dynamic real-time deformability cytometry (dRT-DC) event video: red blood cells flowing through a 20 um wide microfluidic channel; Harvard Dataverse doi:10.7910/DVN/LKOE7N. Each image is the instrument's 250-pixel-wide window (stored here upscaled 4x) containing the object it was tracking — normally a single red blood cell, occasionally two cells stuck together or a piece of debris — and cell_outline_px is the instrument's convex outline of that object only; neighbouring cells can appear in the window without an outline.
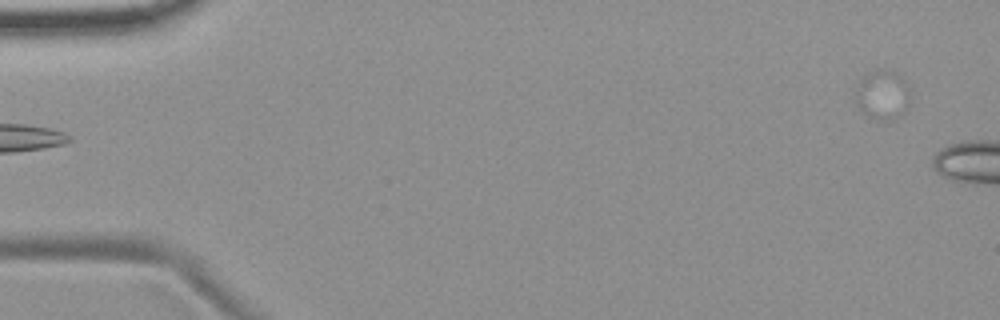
{"species": "common noctule bat (a hibernating species)", "species_latin": "Nyctalus noctula", "temperature_condition": "room temperature", "stored_images_in_passage": 3, "camera_frame_rate_fps": 3000, "um_per_image_px": 0.085, "animal": {"sex": "female", "body_mass_g": 19.9}, "frame": {"image": 1, "passage_image": 3, "time_ms": 2.333, "image_size_px": [1000, 320], "cell_outline_px": [[908, 96], [904, 112], [892, 120], [880, 120], [868, 116], [860, 108], [856, 100], [856, 88], [860, 80], [868, 72], [876, 68], [892, 72], [904, 80], [908, 84]], "centroid_in_image_um": [74.98, 8.05], "position_along_channel_um": 10.0, "area_um2": 15.26}}